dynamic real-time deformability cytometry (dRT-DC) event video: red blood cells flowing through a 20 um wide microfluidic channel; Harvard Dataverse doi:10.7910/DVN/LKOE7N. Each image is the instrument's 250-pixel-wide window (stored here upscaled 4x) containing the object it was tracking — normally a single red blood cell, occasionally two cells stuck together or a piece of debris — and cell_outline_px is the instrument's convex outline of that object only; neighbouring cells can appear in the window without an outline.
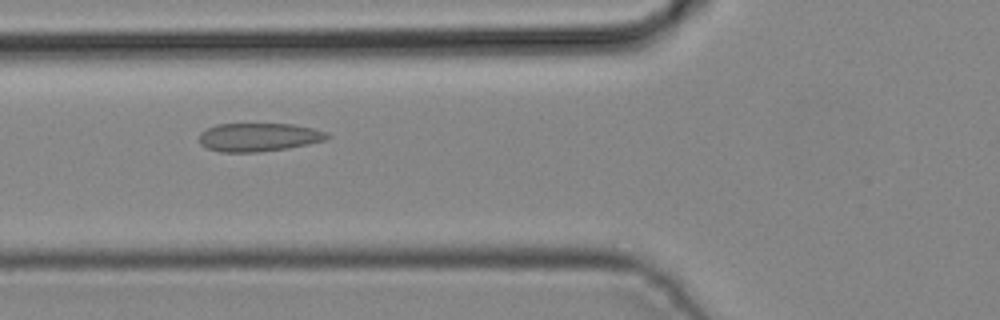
{"species": "common noctule bat (a hibernating species)", "species_latin": "Nyctalus noctula", "temperature_condition": "cold", "stored_images_in_passage": 4, "camera_frame_rate_fps": 3000, "um_per_image_px": 0.085, "animal": {"sex": "male", "body_mass_g": 19.2, "forearm_length_mm": 51.8}, "frame": {"image": 1, "passage_image": 4, "time_ms": 1.0, "image_size_px": [1000, 320], "cell_outline_px": [[332, 136], [324, 140], [308, 144], [288, 148], [256, 152], [220, 152], [208, 148], [200, 144], [200, 132], [216, 124], [292, 124], [312, 128], [328, 132]], "centroid_in_image_um": [22.0, 11.66], "position_along_channel_um": 103.8, "area_um2": 21.15}}